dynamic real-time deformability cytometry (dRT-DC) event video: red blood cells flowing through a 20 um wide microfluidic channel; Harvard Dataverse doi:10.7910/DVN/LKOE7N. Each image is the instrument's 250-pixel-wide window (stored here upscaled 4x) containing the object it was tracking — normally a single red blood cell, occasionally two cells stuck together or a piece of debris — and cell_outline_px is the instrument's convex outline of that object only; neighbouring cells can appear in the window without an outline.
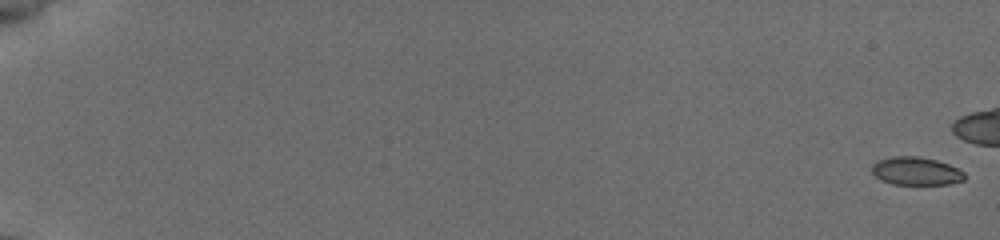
{"species": "common noctule bat (a hibernating species)", "species_latin": "Nyctalus noctula", "temperature_condition": "cold", "stored_images_in_passage": 31, "camera_frame_rate_fps": 3000, "um_per_image_px": 0.085, "animal": {"sex": "female", "body_mass_g": 19.5, "forearm_length_mm": 54.1}, "frame": {"image": 1, "passage_image": 1, "time_ms": 0.0, "image_size_px": [1000, 240], "cell_outline_px": [[964, 180], [948, 184], [892, 184], [880, 180], [872, 172], [872, 164], [876, 160], [892, 156], [920, 156], [936, 160], [948, 164], [964, 172]], "centroid_in_image_um": [77.82, 14.53], "position_along_channel_um": 7.2, "area_um2": 15.2}}
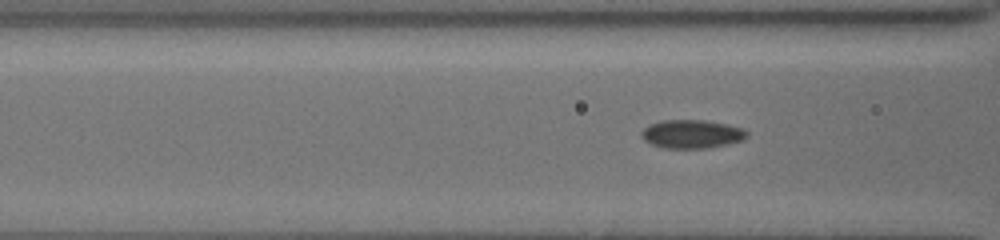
{"frame": {"image": 2, "passage_image": 25, "time_ms": 8.0, "image_size_px": [1000, 240], "cell_outline_px": [[748, 136], [744, 140], [728, 144], [708, 148], [664, 148], [652, 144], [644, 140], [640, 136], [640, 132], [648, 124], [660, 120], [704, 120], [728, 124], [744, 128], [748, 132]], "centroid_in_image_um": [58.81, 11.38], "position_along_channel_um": 107.8, "area_um2": 17.8}}
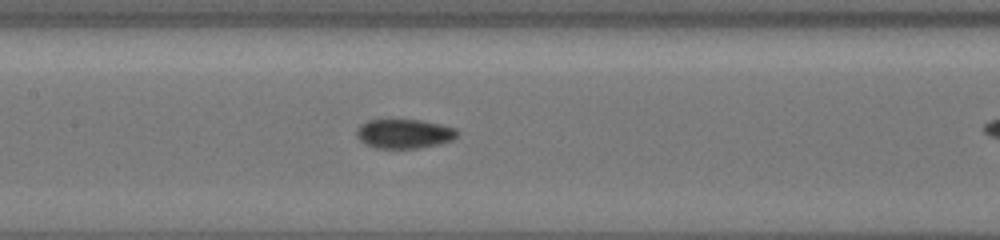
{"frame": {"image": 3, "passage_image": 30, "time_ms": 9.667, "image_size_px": [1000, 240], "cell_outline_px": [[460, 132], [452, 140], [440, 144], [416, 148], [376, 148], [364, 144], [356, 136], [356, 128], [360, 124], [368, 120], [420, 120], [440, 124], [456, 128]], "centroid_in_image_um": [34.34, 11.37], "position_along_channel_um": 173.1, "area_um2": 17.28}}